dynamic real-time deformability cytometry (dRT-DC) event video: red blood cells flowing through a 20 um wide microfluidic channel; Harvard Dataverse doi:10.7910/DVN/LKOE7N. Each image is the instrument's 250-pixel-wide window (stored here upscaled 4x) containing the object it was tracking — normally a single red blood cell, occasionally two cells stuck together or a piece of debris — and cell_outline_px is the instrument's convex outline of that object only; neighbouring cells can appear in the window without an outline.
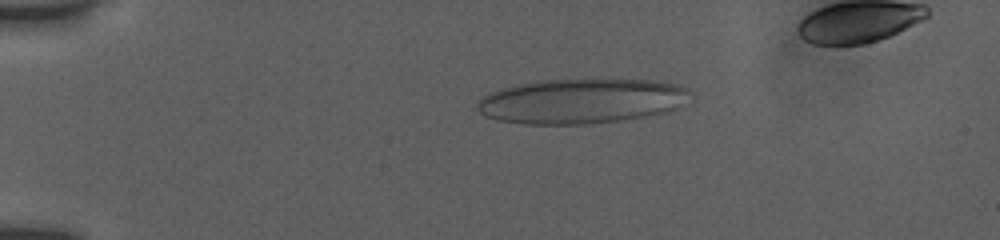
{"species": "human", "species_latin": "Homo sapiens", "temperature_condition": "room temperature", "stored_images_in_passage": 47, "camera_frame_rate_fps": 3000, "um_per_image_px": 0.085, "donor": {"sex": "female"}, "frame": {"image": 1, "passage_image": 8, "time_ms": 1.667, "image_size_px": [1000, 240], "cell_outline_px": [[692, 92], [676, 108], [668, 112], [624, 120], [584, 124], [524, 124], [500, 120], [484, 116], [476, 108], [476, 104], [480, 96], [488, 92], [500, 88], [516, 84], [536, 80], [652, 80], [680, 84], [688, 88]], "centroid_in_image_um": [49.37, 8.59], "position_along_channel_um": 35.6, "area_um2": 55.95}}
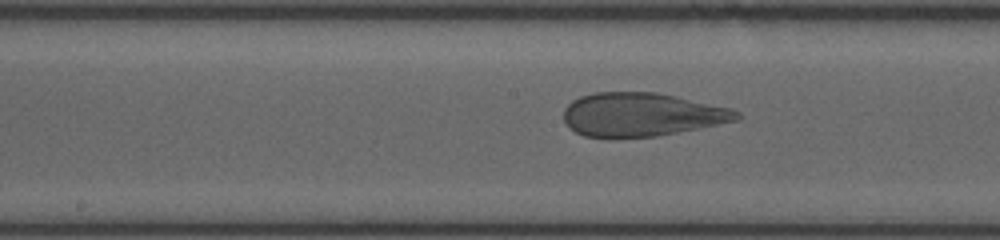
{"frame": {"image": 2, "passage_image": 28, "time_ms": 7.333, "image_size_px": [1000, 240], "cell_outline_px": [[740, 120], [656, 136], [608, 140], [584, 136], [568, 128], [564, 120], [564, 108], [572, 100], [580, 96], [596, 92], [656, 92], [676, 96], [732, 108], [740, 112]], "centroid_in_image_um": [54.49, 9.76], "position_along_channel_um": 193.7, "area_um2": 44.68}}
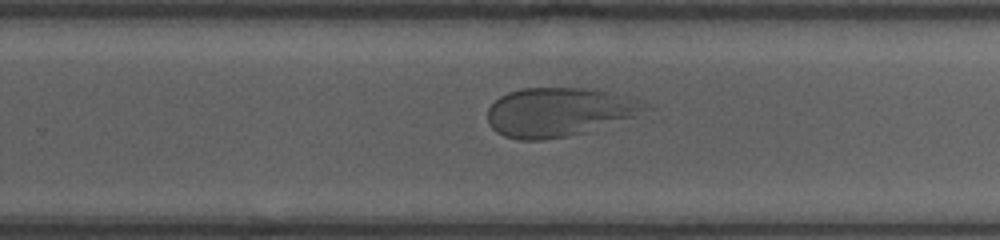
{"frame": {"image": 3, "passage_image": 38, "time_ms": 9.667, "image_size_px": [1000, 240], "cell_outline_px": [[656, 112], [584, 132], [568, 136], [540, 140], [520, 140], [504, 136], [496, 132], [492, 128], [488, 120], [488, 108], [500, 96], [508, 92], [524, 88], [592, 88], [636, 96], [644, 100], [656, 108]], "centroid_in_image_um": [47.72, 9.5], "position_along_channel_um": 282.1, "area_um2": 46.3}}